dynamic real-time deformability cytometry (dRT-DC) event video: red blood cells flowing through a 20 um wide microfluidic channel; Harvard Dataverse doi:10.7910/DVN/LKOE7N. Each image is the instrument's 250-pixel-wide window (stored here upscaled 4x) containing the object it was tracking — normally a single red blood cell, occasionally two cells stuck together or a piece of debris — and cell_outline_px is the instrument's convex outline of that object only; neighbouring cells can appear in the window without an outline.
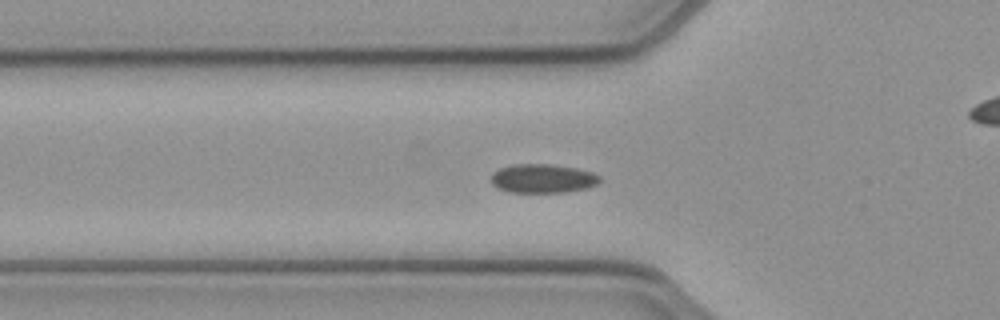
{"species": "common noctule bat (a hibernating species)", "species_latin": "Nyctalus noctula", "temperature_condition": "cold", "stored_images_in_passage": 48, "camera_frame_rate_fps": 3000, "um_per_image_px": 0.085, "animal": {"sex": "female", "body_mass_g": 21.9}, "frame": {"image": 1, "passage_image": 17, "time_ms": 5.333, "image_size_px": [1000, 320], "cell_outline_px": [[600, 180], [596, 184], [588, 188], [564, 192], [508, 192], [496, 188], [492, 184], [492, 172], [500, 168], [512, 164], [552, 164], [576, 168], [592, 172], [600, 176]], "centroid_in_image_um": [46.11, 15.17], "position_along_channel_um": 79.7, "area_um2": 18.38}}
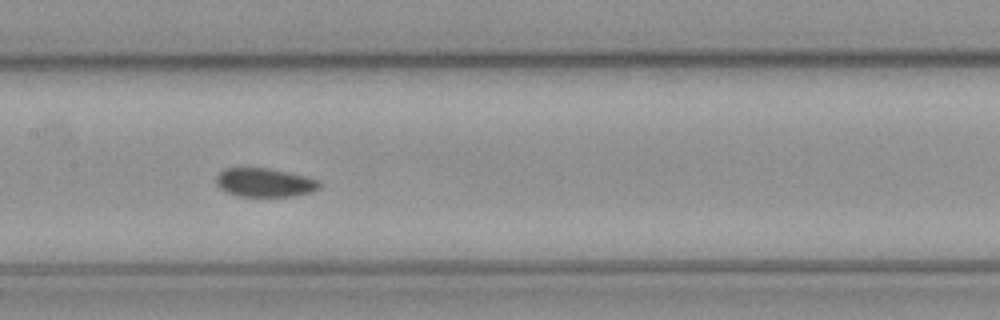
{"frame": {"image": 2, "passage_image": 25, "time_ms": 8.0, "image_size_px": [1000, 320], "cell_outline_px": [[320, 188], [312, 192], [296, 196], [236, 196], [220, 188], [216, 184], [216, 176], [224, 168], [268, 168], [308, 176], [320, 180]], "centroid_in_image_um": [22.53, 15.51], "position_along_channel_um": 184.9, "area_um2": 17.46}}
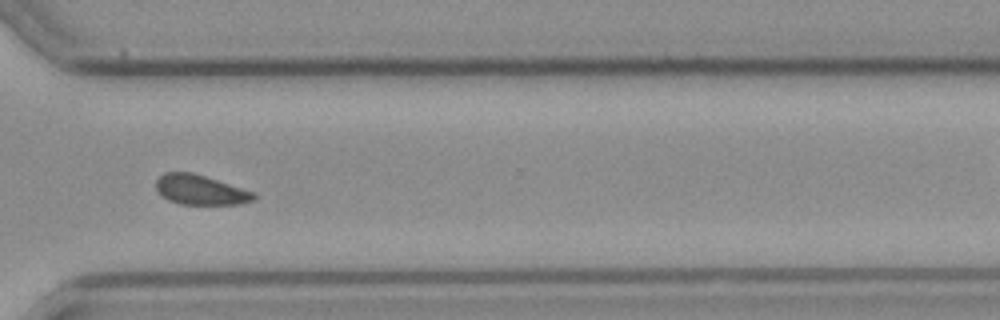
{"frame": {"image": 3, "passage_image": 38, "time_ms": 12.333, "image_size_px": [1000, 320], "cell_outline_px": [[256, 200], [240, 204], [180, 204], [168, 200], [160, 196], [156, 188], [156, 180], [164, 172], [192, 172], [256, 192]], "centroid_in_image_um": [17.04, 16.14], "position_along_channel_um": 353.6, "area_um2": 17.17}}